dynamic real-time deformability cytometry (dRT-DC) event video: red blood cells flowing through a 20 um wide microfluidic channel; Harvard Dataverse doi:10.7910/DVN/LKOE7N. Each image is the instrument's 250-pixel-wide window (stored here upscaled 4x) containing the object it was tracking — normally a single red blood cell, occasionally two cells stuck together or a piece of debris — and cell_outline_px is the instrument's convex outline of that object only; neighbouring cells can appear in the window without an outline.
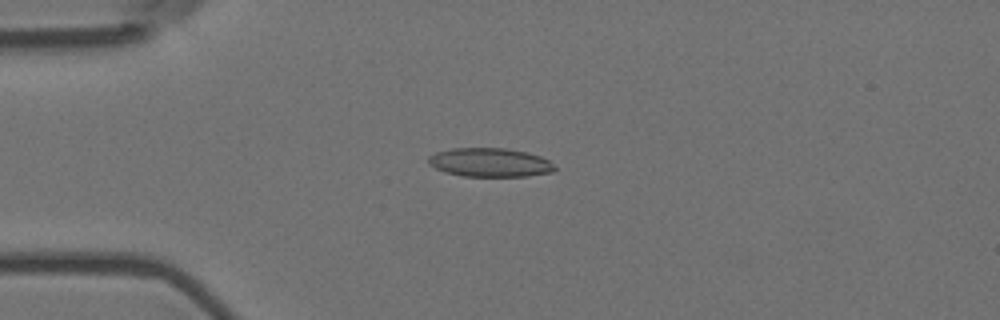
{"species": "Egyptian fruit bat (a non-hibernating species)", "species_latin": "Rousettus aegyptiacus", "temperature_condition": "room temperature", "stored_images_in_passage": 4, "camera_frame_rate_fps": 3000, "um_per_image_px": 0.085, "animal": {"sex": "female"}, "frame": {"image": 1, "passage_image": 4, "time_ms": 1.0, "image_size_px": [1000, 320], "cell_outline_px": [[556, 168], [552, 172], [528, 176], [464, 176], [444, 172], [428, 164], [428, 156], [436, 152], [452, 148], [508, 148], [528, 152], [540, 156], [548, 160]], "centroid_in_image_um": [41.63, 13.8], "position_along_channel_um": 43.4, "area_um2": 21.27}}